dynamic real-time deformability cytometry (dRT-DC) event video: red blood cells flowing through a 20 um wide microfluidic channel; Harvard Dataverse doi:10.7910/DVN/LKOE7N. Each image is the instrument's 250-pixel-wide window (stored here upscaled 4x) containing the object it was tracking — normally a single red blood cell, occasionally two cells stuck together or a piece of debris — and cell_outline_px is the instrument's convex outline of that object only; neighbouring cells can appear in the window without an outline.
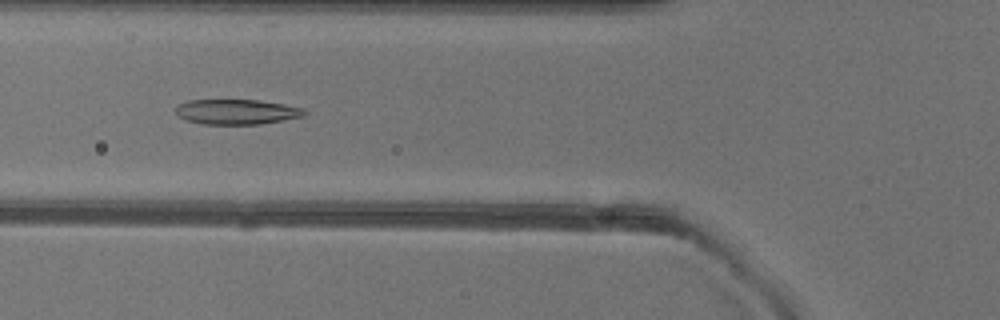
{"species": "common noctule bat (a hibernating species)", "species_latin": "Nyctalus noctula", "temperature_condition": "warm", "stored_images_in_passage": 44, "camera_frame_rate_fps": 3000, "um_per_image_px": 0.085, "animal": {"sex": "female"}, "frame": {"image": 1, "passage_image": 12, "time_ms": 3.667, "image_size_px": [1000, 320], "cell_outline_px": [[308, 112], [304, 116], [260, 124], [200, 124], [188, 120], [180, 116], [176, 112], [176, 108], [180, 104], [188, 100], [256, 100], [284, 104], [304, 108]], "centroid_in_image_um": [20.16, 9.5], "position_along_channel_um": 105.6, "area_um2": 18.67}}
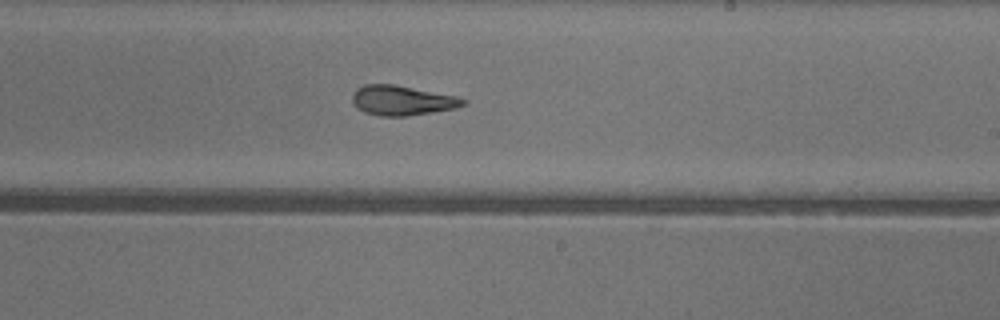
{"frame": {"image": 2, "passage_image": 23, "time_ms": 7.333, "image_size_px": [1000, 320], "cell_outline_px": [[464, 104], [452, 108], [432, 112], [404, 116], [380, 116], [364, 112], [352, 100], [352, 96], [356, 88], [364, 84], [392, 84], [460, 96], [464, 100]], "centroid_in_image_um": [34.16, 8.52], "position_along_channel_um": 254.8, "area_um2": 18.96}}
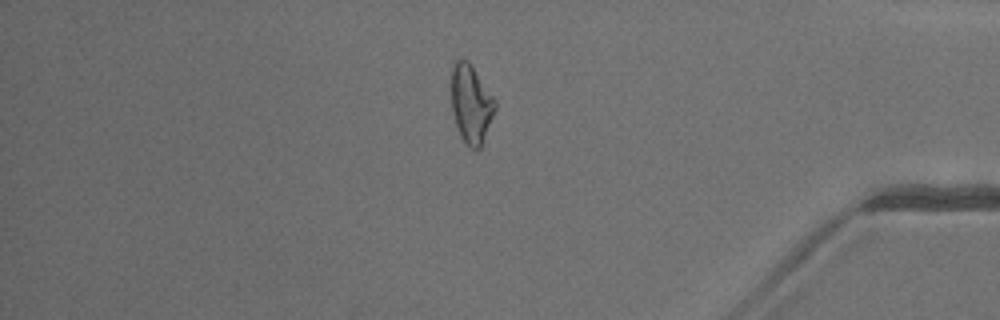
{"frame": {"image": 3, "passage_image": 36, "time_ms": 11.667, "image_size_px": [1000, 320], "cell_outline_px": [[496, 108], [480, 148], [476, 152], [460, 136], [452, 112], [452, 68], [456, 60], [468, 60], [496, 100]], "centroid_in_image_um": [40.05, 8.84], "position_along_channel_um": 395.2, "area_um2": 19.71}, "authors_computed_cell_mechanics": {"area_um2": 19.6809, "velocity_mm_per_s": 4.0568, "shape_relaxation_time_tau1_ms": null, "shape_relaxation_time_tau2_ms": 1.9997, "deformation_change_tau1": null, "deformation_change_tau2": 0.0946}}